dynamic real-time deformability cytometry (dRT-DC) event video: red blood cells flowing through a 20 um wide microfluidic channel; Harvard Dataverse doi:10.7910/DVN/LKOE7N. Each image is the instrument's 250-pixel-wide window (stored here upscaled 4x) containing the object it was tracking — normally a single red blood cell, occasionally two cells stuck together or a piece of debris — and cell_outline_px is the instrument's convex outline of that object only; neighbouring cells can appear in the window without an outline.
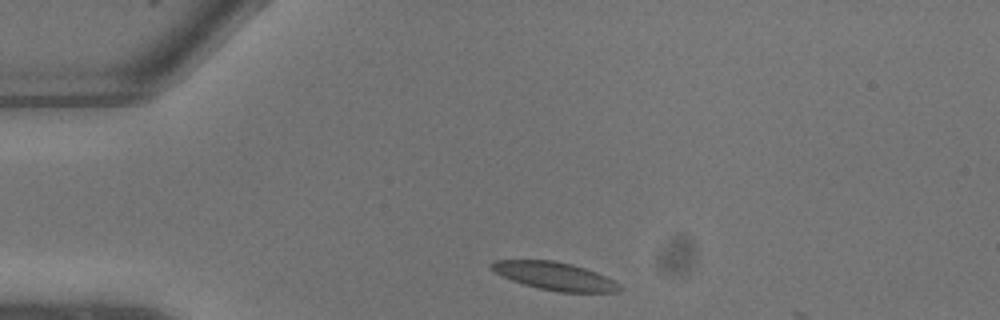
{"species": "common noctule bat (a hibernating species)", "species_latin": "Nyctalus noctula", "temperature_condition": "warm", "stored_images_in_passage": 7, "camera_frame_rate_fps": 3000, "um_per_image_px": 0.085, "animal": {"sex": "male", "body_mass_g": 13.3}, "frame": {"image": 1, "passage_image": 1, "time_ms": 0.0, "image_size_px": [1000, 320], "cell_outline_px": [[624, 288], [616, 292], [560, 292], [536, 288], [512, 280], [488, 268], [488, 264], [492, 260], [556, 260], [572, 264], [596, 272], [620, 284]], "centroid_in_image_um": [47.12, 23.46], "position_along_channel_um": 37.9, "area_um2": 20.92}}
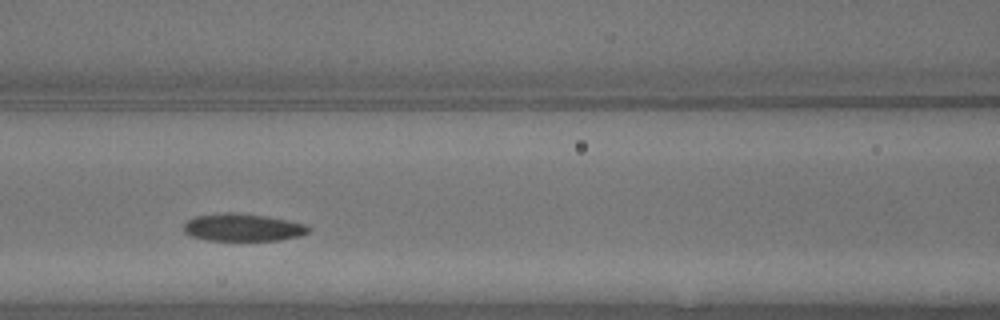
{"frame": {"image": 2, "passage_image": 6, "time_ms": 1.667, "image_size_px": [1000, 320], "cell_outline_px": [[308, 232], [300, 236], [280, 240], [208, 240], [192, 236], [184, 232], [184, 224], [188, 220], [196, 216], [224, 212], [236, 212], [268, 216], [304, 224], [308, 228]], "centroid_in_image_um": [20.62, 19.32], "position_along_channel_um": 146.0, "area_um2": 19.88}}